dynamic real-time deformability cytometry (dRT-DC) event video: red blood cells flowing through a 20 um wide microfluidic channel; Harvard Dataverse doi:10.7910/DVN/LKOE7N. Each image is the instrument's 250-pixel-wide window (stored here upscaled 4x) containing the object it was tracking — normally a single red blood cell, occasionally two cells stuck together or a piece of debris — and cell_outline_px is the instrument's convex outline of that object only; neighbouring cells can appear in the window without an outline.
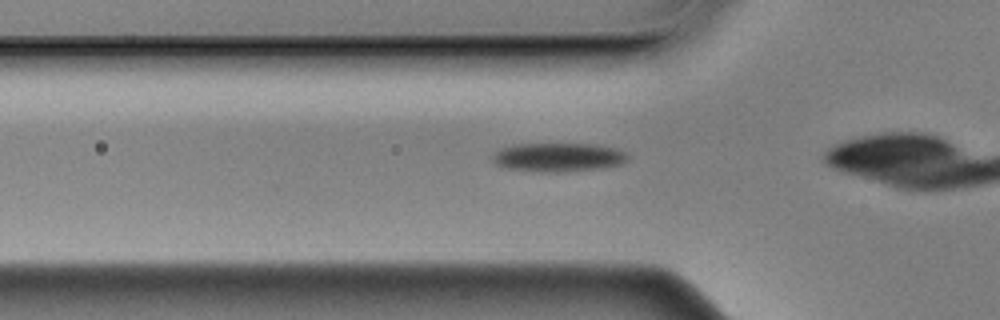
{"species": "Egyptian fruit bat (a non-hibernating species)", "species_latin": "Rousettus aegyptiacus", "temperature_condition": "cold", "stored_images_in_passage": 38, "camera_frame_rate_fps": 3000, "um_per_image_px": 0.085, "animal": {"sex": "male"}, "frame": {"image": 1, "passage_image": 12, "time_ms": 3.667, "image_size_px": [1000, 320], "cell_outline_px": [[628, 160], [620, 164], [592, 168], [556, 172], [544, 172], [508, 168], [496, 164], [492, 160], [492, 156], [500, 148], [512, 144], [592, 144], [612, 148], [624, 152], [628, 156]], "centroid_in_image_um": [47.38, 13.35], "position_along_channel_um": 78.4, "area_um2": 22.14}}
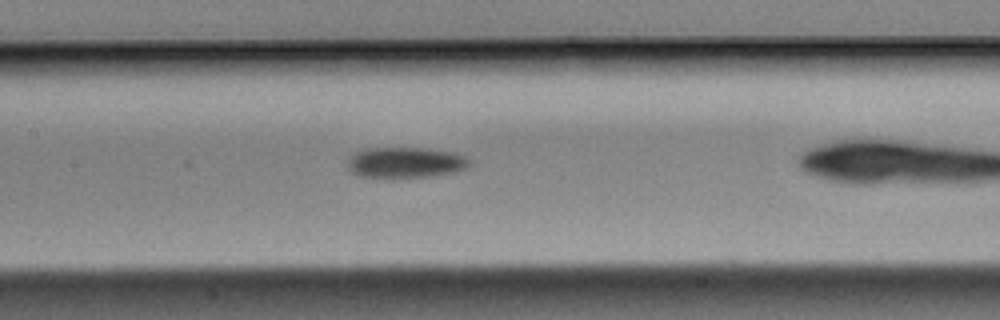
{"frame": {"image": 2, "passage_image": 20, "time_ms": 6.333, "image_size_px": [1000, 320], "cell_outline_px": [[468, 164], [464, 168], [452, 172], [428, 176], [360, 176], [352, 172], [348, 168], [348, 156], [364, 148], [428, 148], [452, 152], [464, 156], [468, 160]], "centroid_in_image_um": [34.4, 13.78], "position_along_channel_um": 173.0, "area_um2": 21.21}}
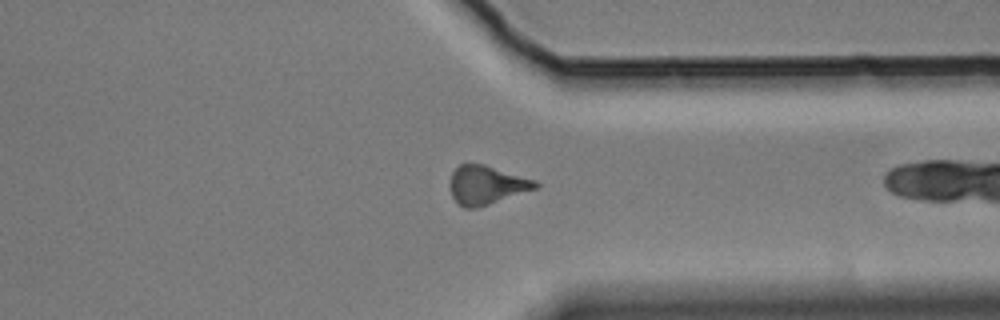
{"frame": {"image": 3, "passage_image": 37, "time_ms": 12.0, "image_size_px": [1000, 320], "cell_outline_px": [[540, 188], [476, 208], [464, 208], [452, 196], [448, 184], [452, 172], [460, 164], [484, 164], [536, 180], [540, 184]], "centroid_in_image_um": [41.37, 15.72], "position_along_channel_um": 370.0, "area_um2": 19.42}}